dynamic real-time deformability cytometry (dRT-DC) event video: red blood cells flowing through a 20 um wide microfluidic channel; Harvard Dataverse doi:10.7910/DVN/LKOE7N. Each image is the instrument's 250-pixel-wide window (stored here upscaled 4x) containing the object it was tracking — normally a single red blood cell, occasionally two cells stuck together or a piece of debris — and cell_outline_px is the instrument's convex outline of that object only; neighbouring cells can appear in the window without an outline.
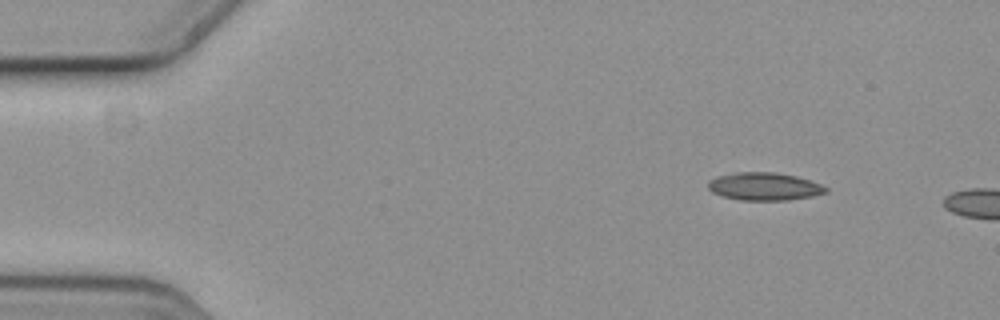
{"species": "common noctule bat (a hibernating species)", "species_latin": "Nyctalus noctula", "temperature_condition": "cold", "stored_images_in_passage": 4, "camera_frame_rate_fps": 3000, "um_per_image_px": 0.085, "animal": {"sex": "female", "body_mass_g": 19.3, "forearm_length_mm": 54.1}, "frame": {"image": 1, "passage_image": 1, "time_ms": 0.0, "image_size_px": [1000, 320], "cell_outline_px": [[828, 192], [812, 196], [788, 200], [740, 200], [724, 196], [712, 192], [708, 188], [708, 180], [716, 176], [736, 172], [776, 172], [796, 176], [820, 184], [828, 188]], "centroid_in_image_um": [64.95, 15.84], "position_along_channel_um": 20.1, "area_um2": 19.07}}